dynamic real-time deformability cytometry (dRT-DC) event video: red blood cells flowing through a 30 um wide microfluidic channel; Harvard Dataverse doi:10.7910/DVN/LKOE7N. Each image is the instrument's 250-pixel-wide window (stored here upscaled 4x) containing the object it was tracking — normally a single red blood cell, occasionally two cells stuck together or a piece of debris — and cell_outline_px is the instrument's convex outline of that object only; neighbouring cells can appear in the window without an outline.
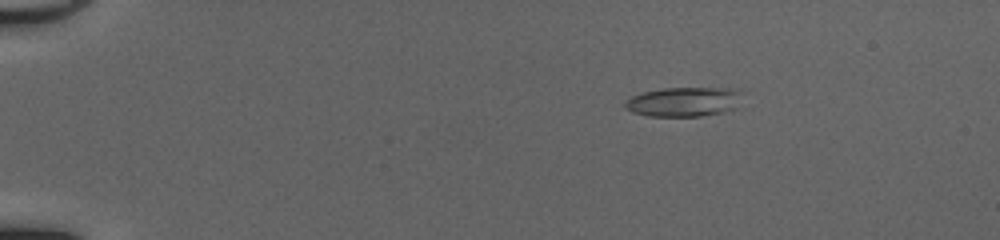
{"species": "common noctule bat (a hibernating species)", "species_latin": "Nyctalus noctula", "temperature_condition": "cold", "stored_images_in_passage": 44, "camera_frame_rate_fps": 3000, "um_per_image_px": 0.085, "animal": {"sex": "female", "body_mass_g": 20.0, "forearm_length_mm": 54.0}, "frame": {"image": 1, "passage_image": 2, "time_ms": 0.333, "image_size_px": [1000, 240], "cell_outline_px": [[740, 92], [736, 108], [724, 112], [700, 116], [648, 116], [632, 112], [624, 108], [624, 104], [632, 96], [644, 92], [664, 88], [740, 88]], "centroid_in_image_um": [58.12, 8.65], "position_along_channel_um": 26.9, "area_um2": 20.06}}
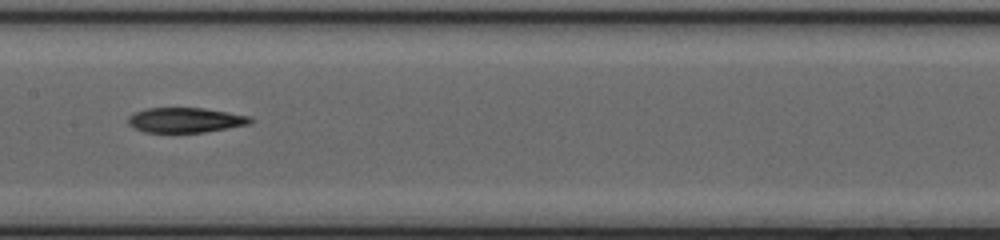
{"frame": {"image": 2, "passage_image": 21, "time_ms": 6.667, "image_size_px": [1000, 240], "cell_outline_px": [[252, 124], [204, 132], [144, 132], [132, 128], [128, 124], [128, 116], [144, 108], [204, 108], [252, 116]], "centroid_in_image_um": [15.76, 10.2], "position_along_channel_um": 191.6, "area_um2": 17.92}}
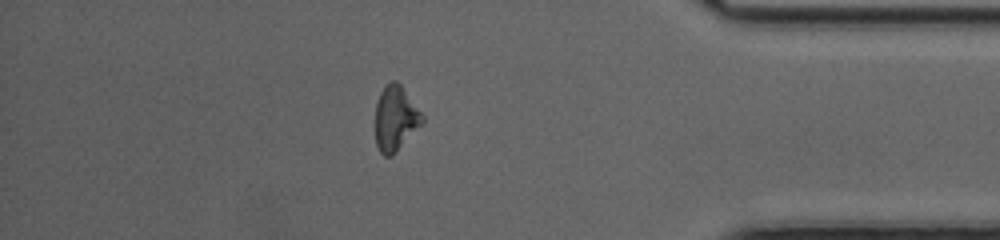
{"frame": {"image": 3, "passage_image": 38, "time_ms": 12.333, "image_size_px": [1000, 240], "cell_outline_px": [[424, 124], [392, 156], [384, 156], [380, 152], [376, 144], [376, 104], [380, 92], [384, 84], [392, 80], [396, 80], [400, 84], [424, 116]], "centroid_in_image_um": [33.63, 10.07], "position_along_channel_um": 401.6, "area_um2": 17.98}}